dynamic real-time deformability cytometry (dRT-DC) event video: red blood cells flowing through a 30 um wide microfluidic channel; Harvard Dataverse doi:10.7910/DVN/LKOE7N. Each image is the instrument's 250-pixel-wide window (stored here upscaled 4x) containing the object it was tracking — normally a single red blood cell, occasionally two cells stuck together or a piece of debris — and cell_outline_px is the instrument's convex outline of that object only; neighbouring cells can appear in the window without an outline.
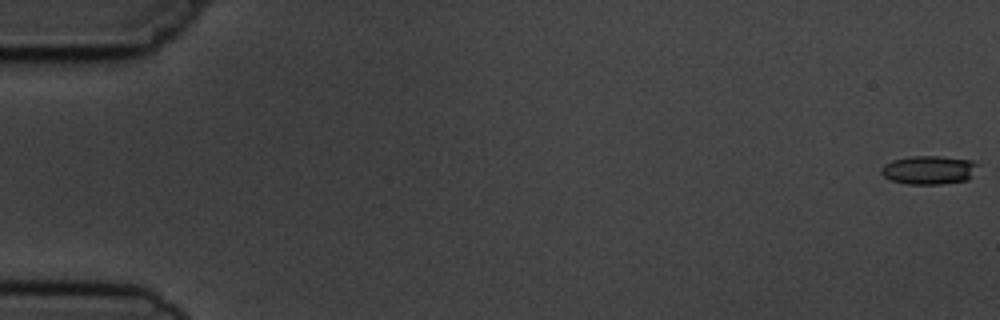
{"species": "common noctule bat (a hibernating species)", "species_latin": "Nyctalus noctula", "temperature_condition": "cold", "stored_images_in_passage": 9, "camera_frame_rate_fps": 3000, "um_per_image_px": 0.085, "animal": {"sex": "male", "body_mass_g": 19.5, "forearm_length_mm": 54.6}, "frame": {"image": 1, "passage_image": 1, "time_ms": 0.0, "image_size_px": [1000, 320], "cell_outline_px": [[980, 164], [972, 176], [968, 180], [940, 184], [908, 184], [892, 180], [884, 176], [880, 172], [880, 168], [884, 164], [892, 160], [908, 156], [940, 156], [972, 160]], "centroid_in_image_um": [78.97, 14.44], "position_along_channel_um": 6.0, "area_um2": 16.3}}
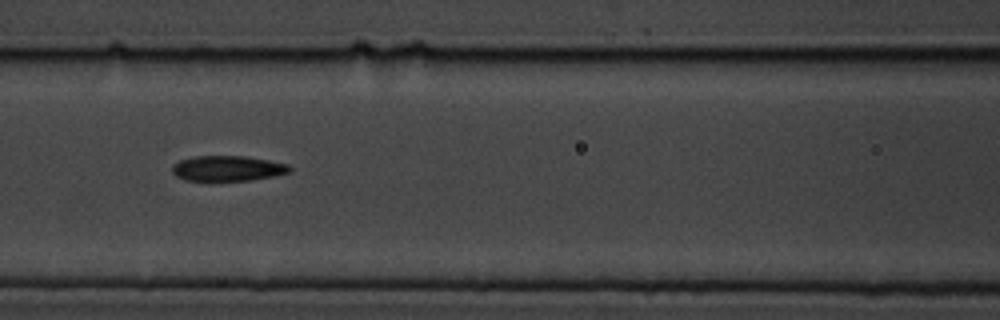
{"frame": {"image": 2, "passage_image": 8, "time_ms": 8.0, "image_size_px": [1000, 320], "cell_outline_px": [[292, 172], [272, 176], [248, 180], [184, 180], [176, 176], [172, 172], [172, 164], [180, 160], [196, 156], [244, 156], [268, 160], [288, 164], [292, 168]], "centroid_in_image_um": [19.34, 14.3], "position_along_channel_um": 147.3, "area_um2": 17.22}}
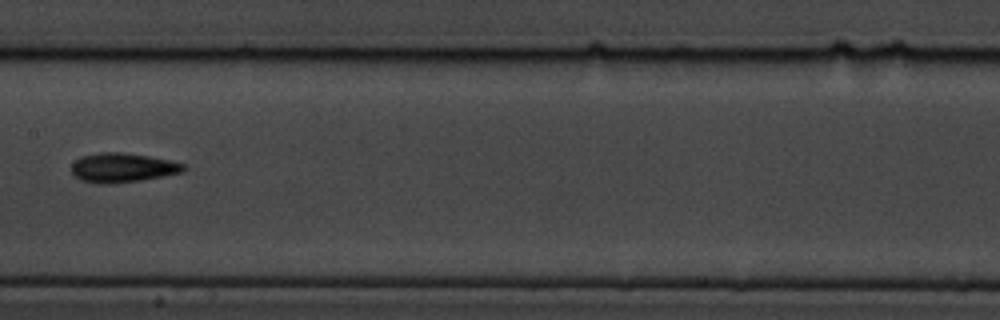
{"frame": {"image": 3, "passage_image": 9, "time_ms": 9.333, "image_size_px": [1000, 320], "cell_outline_px": [[188, 168], [184, 172], [164, 176], [140, 180], [112, 184], [96, 184], [80, 180], [72, 172], [72, 164], [80, 156], [100, 152], [120, 152], [148, 156], [172, 160], [184, 164]], "centroid_in_image_um": [10.44, 14.26], "position_along_channel_um": 197.0, "area_um2": 19.36}}